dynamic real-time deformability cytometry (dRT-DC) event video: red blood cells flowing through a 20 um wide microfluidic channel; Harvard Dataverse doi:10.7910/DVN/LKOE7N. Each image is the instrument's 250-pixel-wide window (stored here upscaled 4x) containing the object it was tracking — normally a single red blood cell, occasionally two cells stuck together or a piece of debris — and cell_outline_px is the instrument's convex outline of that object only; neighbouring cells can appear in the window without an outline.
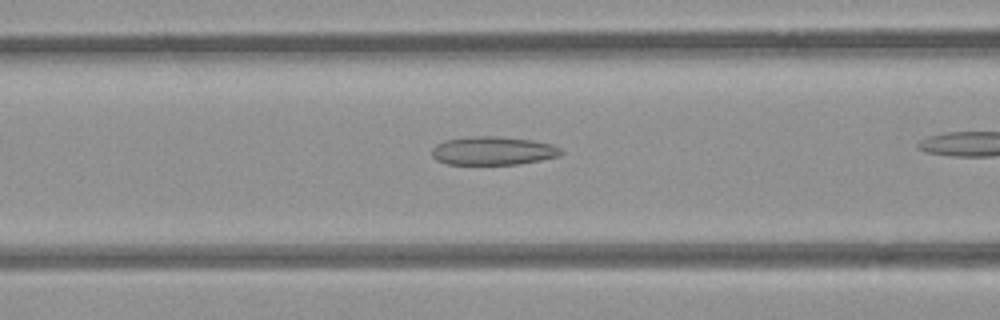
{"species": "common noctule bat (a hibernating species)", "species_latin": "Nyctalus noctula", "temperature_condition": "room temperature", "stored_images_in_passage": 30, "camera_frame_rate_fps": 3000, "um_per_image_px": 0.085, "animal": {"sex": "female", "body_mass_g": 21.9}, "frame": {"image": 1, "passage_image": 10, "time_ms": 3.0, "image_size_px": [1000, 320], "cell_outline_px": [[564, 152], [560, 156], [540, 160], [516, 164], [448, 164], [436, 160], [432, 156], [432, 148], [436, 144], [444, 140], [472, 136], [492, 136], [532, 140], [552, 144], [560, 148]], "centroid_in_image_um": [41.9, 12.81], "position_along_channel_um": 124.7, "area_um2": 21.39}}
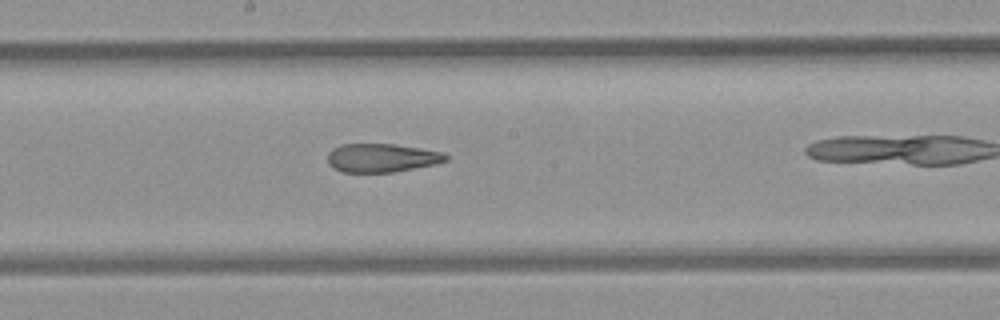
{"frame": {"image": 2, "passage_image": 17, "time_ms": 5.333, "image_size_px": [1000, 320], "cell_outline_px": [[448, 160], [432, 164], [392, 172], [344, 172], [332, 168], [328, 164], [328, 152], [332, 148], [340, 144], [392, 144], [420, 148], [440, 152], [448, 156]], "centroid_in_image_um": [32.37, 13.41], "position_along_channel_um": 215.8, "area_um2": 19.48}}
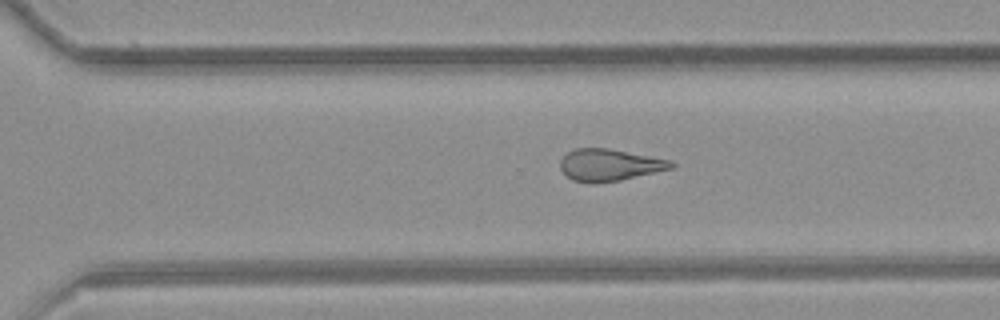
{"frame": {"image": 3, "passage_image": 25, "time_ms": 8.0, "image_size_px": [1000, 320], "cell_outline_px": [[676, 164], [672, 168], [620, 180], [596, 184], [592, 184], [572, 180], [560, 168], [560, 160], [568, 152], [576, 148], [608, 148], [672, 160]], "centroid_in_image_um": [51.8, 14.02], "position_along_channel_um": 318.8, "area_um2": 20.63}}